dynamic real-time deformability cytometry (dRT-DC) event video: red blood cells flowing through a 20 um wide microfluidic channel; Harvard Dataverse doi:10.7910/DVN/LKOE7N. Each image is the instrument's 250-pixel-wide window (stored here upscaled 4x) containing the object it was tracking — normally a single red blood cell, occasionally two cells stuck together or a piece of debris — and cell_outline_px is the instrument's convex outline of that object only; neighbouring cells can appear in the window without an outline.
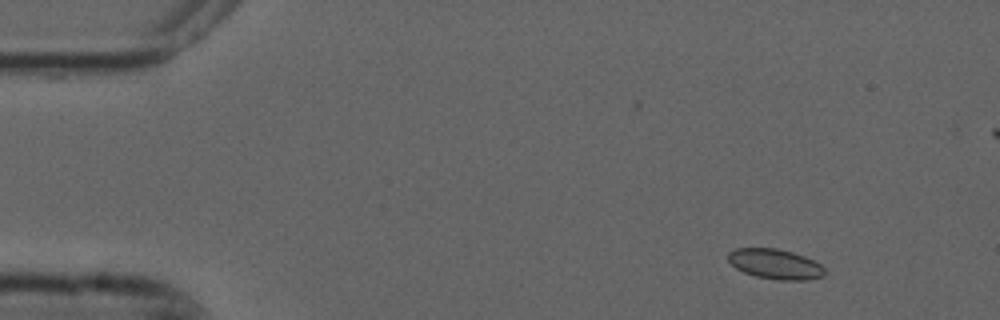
{"species": "common noctule bat (a hibernating species)", "species_latin": "Nyctalus noctula", "temperature_condition": "cold", "stored_images_in_passage": 2, "camera_frame_rate_fps": 3000, "um_per_image_px": 0.085, "animal": {"sex": "male", "forearm_length_mm": 52.5}, "frame": {"image": 1, "passage_image": 2, "time_ms": 0.333, "image_size_px": [1000, 320], "cell_outline_px": [[824, 276], [808, 280], [780, 280], [756, 276], [744, 272], [736, 268], [728, 260], [728, 252], [736, 248], [776, 248], [792, 252], [804, 256], [820, 264], [824, 268]], "centroid_in_image_um": [65.89, 22.44], "position_along_channel_um": 19.1, "area_um2": 16.82}}